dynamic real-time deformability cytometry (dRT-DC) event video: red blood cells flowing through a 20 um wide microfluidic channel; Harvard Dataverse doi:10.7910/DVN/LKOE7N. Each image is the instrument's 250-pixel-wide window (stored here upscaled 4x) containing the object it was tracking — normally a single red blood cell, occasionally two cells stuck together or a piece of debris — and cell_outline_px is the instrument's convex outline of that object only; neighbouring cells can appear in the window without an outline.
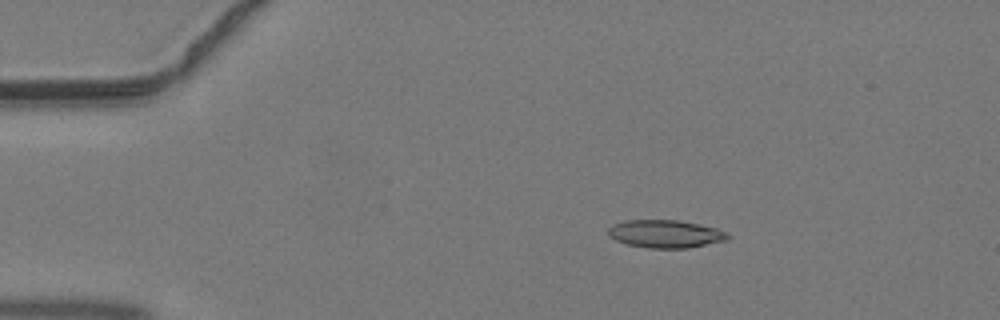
{"species": "common noctule bat (a hibernating species)", "species_latin": "Nyctalus noctula", "temperature_condition": "warm", "stored_images_in_passage": 43, "camera_frame_rate_fps": 3000, "um_per_image_px": 0.085, "animal": {"sex": "male", "body_mass_g": 19.2, "forearm_length_mm": 51.8}, "frame": {"image": 1, "passage_image": 7, "time_ms": 2.0, "image_size_px": [1000, 320], "cell_outline_px": [[732, 236], [728, 240], [688, 248], [648, 248], [624, 244], [608, 236], [608, 228], [612, 224], [624, 220], [680, 220], [716, 228], [728, 232]], "centroid_in_image_um": [56.56, 19.88], "position_along_channel_um": 28.4, "area_um2": 19.71}}
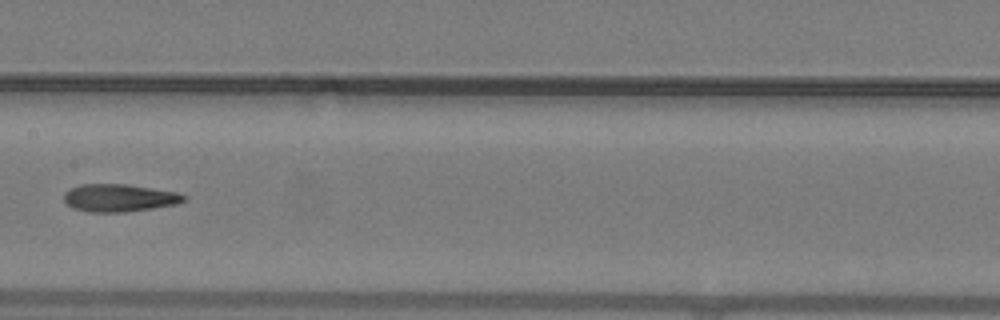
{"frame": {"image": 2, "passage_image": 22, "time_ms": 7.0, "image_size_px": [1000, 320], "cell_outline_px": [[188, 196], [184, 200], [176, 204], [152, 208], [124, 212], [88, 212], [72, 208], [64, 204], [64, 192], [68, 188], [80, 184], [128, 184], [176, 192]], "centroid_in_image_um": [10.06, 16.81], "position_along_channel_um": 197.3, "area_um2": 19.48}}
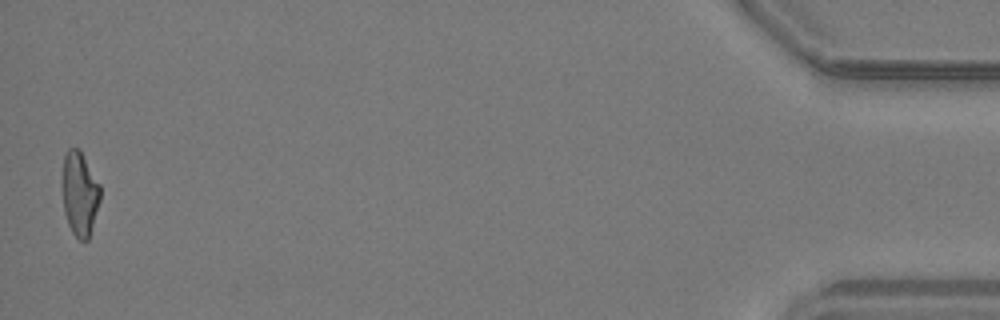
{"frame": {"image": 3, "passage_image": 43, "time_ms": 14.0, "image_size_px": [1000, 320], "cell_outline_px": [[100, 200], [88, 240], [80, 240], [72, 232], [68, 224], [64, 212], [60, 184], [60, 180], [64, 156], [68, 148], [80, 148], [100, 184]], "centroid_in_image_um": [6.74, 16.41], "position_along_channel_um": 428.5, "area_um2": 19.13}}